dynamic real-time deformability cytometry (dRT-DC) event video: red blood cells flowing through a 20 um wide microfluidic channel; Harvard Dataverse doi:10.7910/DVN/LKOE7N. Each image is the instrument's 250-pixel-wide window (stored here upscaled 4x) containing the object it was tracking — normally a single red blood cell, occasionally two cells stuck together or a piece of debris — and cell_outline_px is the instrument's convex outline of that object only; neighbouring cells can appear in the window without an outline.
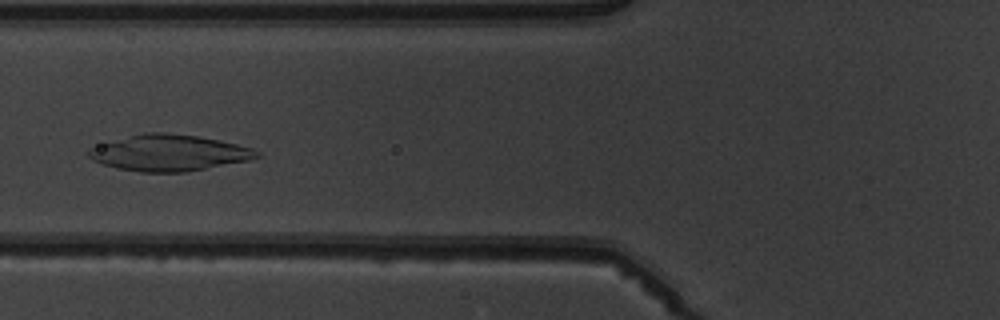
{"species": "common noctule bat (a hibernating species)", "species_latin": "Nyctalus noctula", "temperature_condition": "warm", "stored_images_in_passage": 5, "camera_frame_rate_fps": 3000, "um_per_image_px": 0.085, "animal": {"sex": "male", "body_mass_g": 19.5, "forearm_length_mm": 54.6}, "frame": {"image": 1, "passage_image": 5, "time_ms": 5.667, "image_size_px": [1000, 320], "cell_outline_px": [[260, 156], [248, 160], [184, 172], [140, 172], [116, 168], [92, 160], [88, 156], [88, 148], [100, 144], [144, 132], [168, 132], [196, 136], [236, 144], [252, 148], [260, 152]], "centroid_in_image_um": [14.33, 12.99], "position_along_channel_um": 111.5, "area_um2": 35.08}}